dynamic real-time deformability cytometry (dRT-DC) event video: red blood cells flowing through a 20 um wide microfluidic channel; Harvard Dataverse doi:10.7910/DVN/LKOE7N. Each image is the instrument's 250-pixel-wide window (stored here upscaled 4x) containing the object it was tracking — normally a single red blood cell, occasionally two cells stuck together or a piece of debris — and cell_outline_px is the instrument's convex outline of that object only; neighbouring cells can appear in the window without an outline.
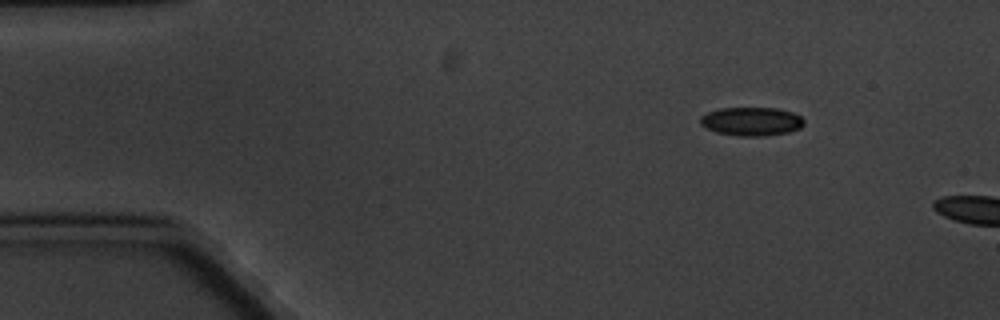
{"species": "common noctule bat (a hibernating species)", "species_latin": "Nyctalus noctula", "temperature_condition": "cold", "stored_images_in_passage": 3, "camera_frame_rate_fps": 3000, "um_per_image_px": 0.085, "animal": {"sex": "male", "body_mass_g": 20.1, "forearm_length_mm": 53.5}, "frame": {"image": 1, "passage_image": 1, "time_ms": 0.0, "image_size_px": [1000, 320], "cell_outline_px": [[804, 124], [800, 128], [788, 132], [764, 136], [740, 136], [716, 132], [700, 124], [700, 116], [708, 112], [720, 108], [776, 108], [792, 112], [800, 116], [804, 120]], "centroid_in_image_um": [63.88, 10.32], "position_along_channel_um": 21.1, "area_um2": 17.22}}